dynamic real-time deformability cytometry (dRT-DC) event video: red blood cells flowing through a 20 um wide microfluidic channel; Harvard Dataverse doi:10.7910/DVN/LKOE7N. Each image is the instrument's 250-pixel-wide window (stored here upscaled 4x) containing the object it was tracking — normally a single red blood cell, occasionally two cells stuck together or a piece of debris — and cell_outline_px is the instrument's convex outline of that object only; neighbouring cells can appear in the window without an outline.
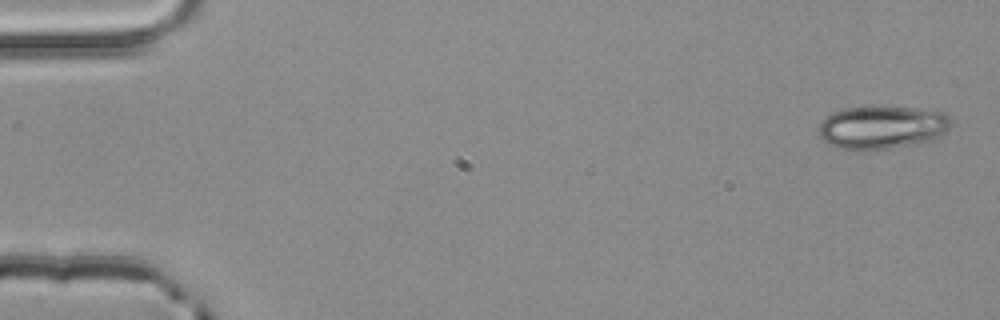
{"species": "common noctule bat (a hibernating species)", "species_latin": "Nyctalus noctula", "temperature_condition": "room temperature", "stored_images_in_passage": 4, "camera_frame_rate_fps": 3000, "um_per_image_px": 0.085, "animal": {"sex": "male", "body_mass_g": 20.4}, "frame": {"image": 1, "passage_image": 1, "time_ms": 0.0, "image_size_px": [1000, 320], "cell_outline_px": [[952, 120], [948, 128], [940, 136], [932, 140], [912, 144], [888, 148], [836, 148], [828, 144], [820, 136], [820, 120], [832, 112], [844, 108], [872, 104], [884, 104], [940, 108]], "centroid_in_image_um": [75.04, 10.71], "position_along_channel_um": 10.0, "area_um2": 34.33}}